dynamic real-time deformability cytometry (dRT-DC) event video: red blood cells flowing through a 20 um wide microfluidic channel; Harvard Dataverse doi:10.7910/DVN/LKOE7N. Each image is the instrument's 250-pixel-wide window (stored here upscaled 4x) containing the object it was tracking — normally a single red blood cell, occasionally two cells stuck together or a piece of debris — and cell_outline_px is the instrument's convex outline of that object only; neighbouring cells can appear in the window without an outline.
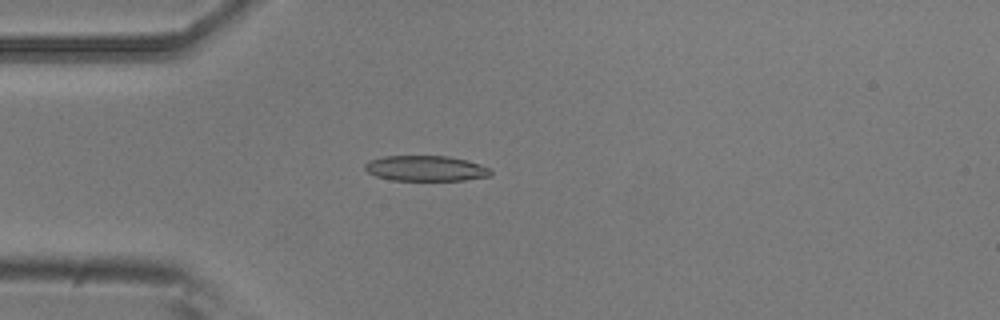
{"species": "common noctule bat (a hibernating species)", "species_latin": "Nyctalus noctula", "temperature_condition": "room temperature", "stored_images_in_passage": 3, "camera_frame_rate_fps": 3000, "um_per_image_px": 0.085, "animal": {"sex": "male", "body_mass_g": 20.5, "forearm_length_mm": 52.5}, "frame": {"image": 1, "passage_image": 2, "time_ms": 0.333, "image_size_px": [1000, 320], "cell_outline_px": [[492, 176], [464, 180], [392, 180], [376, 176], [368, 172], [364, 168], [364, 164], [368, 160], [384, 156], [448, 156], [468, 160], [480, 164], [488, 168], [492, 172]], "centroid_in_image_um": [36.19, 14.31], "position_along_channel_um": 48.8, "area_um2": 18.73}}